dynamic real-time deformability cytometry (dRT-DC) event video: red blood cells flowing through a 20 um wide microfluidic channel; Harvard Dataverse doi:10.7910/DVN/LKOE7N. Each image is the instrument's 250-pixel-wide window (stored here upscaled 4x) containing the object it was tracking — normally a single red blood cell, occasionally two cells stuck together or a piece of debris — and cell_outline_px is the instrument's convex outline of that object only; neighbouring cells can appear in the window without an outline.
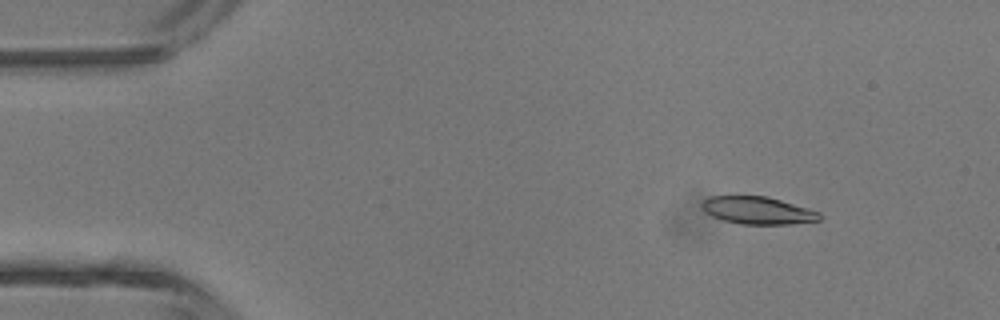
{"species": "common noctule bat (a hibernating species)", "species_latin": "Nyctalus noctula", "temperature_condition": "room temperature", "stored_images_in_passage": 3, "camera_frame_rate_fps": 3000, "um_per_image_px": 0.085, "animal": {"sex": "male", "body_mass_g": 13.3}, "frame": {"image": 1, "passage_image": 1, "time_ms": 0.0, "image_size_px": [1000, 320], "cell_outline_px": [[824, 216], [820, 220], [792, 224], [740, 224], [724, 220], [712, 216], [704, 212], [700, 204], [704, 200], [712, 196], [736, 192], [768, 196], [808, 208], [820, 212]], "centroid_in_image_um": [64.37, 17.83], "position_along_channel_um": 20.6, "area_um2": 19.77}}
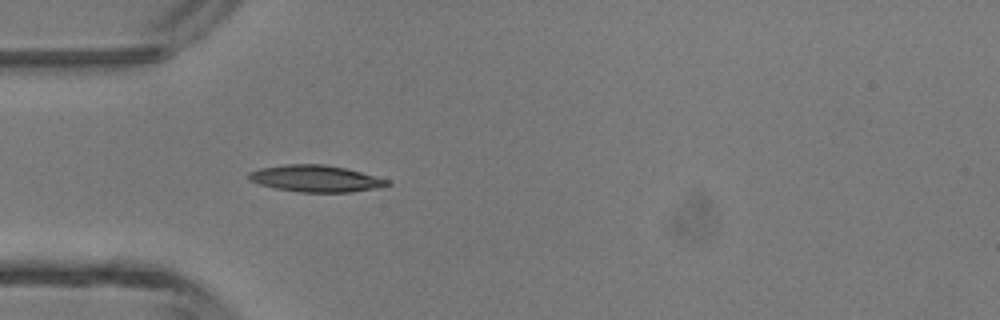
{"frame": {"image": 2, "passage_image": 3, "time_ms": 2.667, "image_size_px": [1000, 320], "cell_outline_px": [[392, 184], [384, 188], [352, 192], [300, 192], [276, 188], [260, 184], [248, 180], [248, 172], [260, 168], [284, 164], [324, 164], [344, 168], [376, 176], [388, 180]], "centroid_in_image_um": [26.87, 15.18], "position_along_channel_um": 58.1, "area_um2": 21.68}}